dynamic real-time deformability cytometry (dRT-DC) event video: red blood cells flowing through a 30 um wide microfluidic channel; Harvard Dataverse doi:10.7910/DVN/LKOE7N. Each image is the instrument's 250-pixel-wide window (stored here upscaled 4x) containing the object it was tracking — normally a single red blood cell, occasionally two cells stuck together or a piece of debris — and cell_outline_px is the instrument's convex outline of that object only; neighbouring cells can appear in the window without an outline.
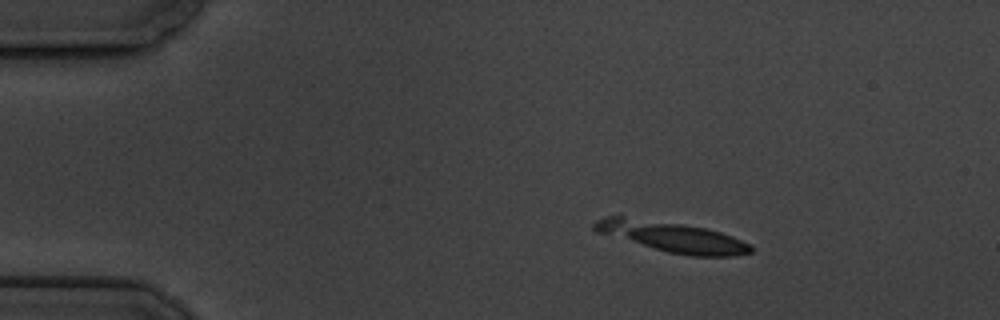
{"species": "common noctule bat (a hibernating species)", "species_latin": "Nyctalus noctula", "temperature_condition": "cold", "stored_images_in_passage": 13, "camera_frame_rate_fps": 3000, "um_per_image_px": 0.085, "animal": {"sex": "male", "body_mass_g": 19.5, "forearm_length_mm": 54.6}, "frame": {"image": 1, "passage_image": 1, "time_ms": 0.0, "image_size_px": [1000, 320], "cell_outline_px": [[756, 248], [752, 252], [736, 256], [688, 256], [668, 252], [596, 232], [592, 228], [592, 224], [596, 220], [604, 216], [620, 212], [704, 228], [720, 232], [732, 236], [752, 244]], "centroid_in_image_um": [57.04, 20.07], "position_along_channel_um": 28.0, "area_um2": 28.67}}
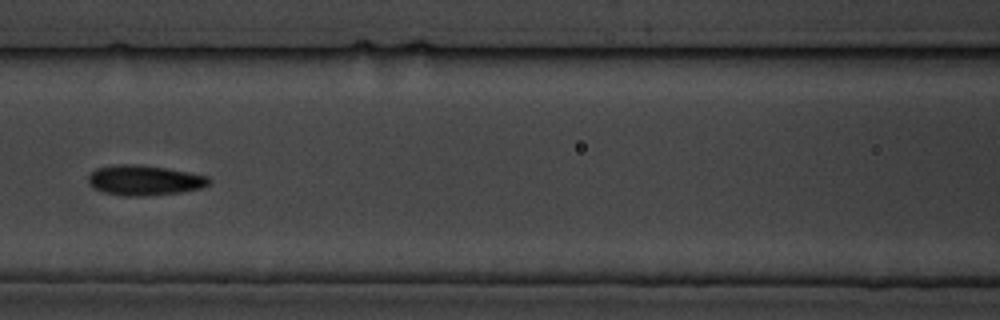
{"frame": {"image": 2, "passage_image": 5, "time_ms": 5.667, "image_size_px": [1000, 320], "cell_outline_px": [[212, 180], [208, 184], [200, 188], [180, 192], [144, 196], [124, 196], [104, 192], [88, 184], [88, 176], [96, 168], [112, 164], [140, 164], [168, 168], [208, 176]], "centroid_in_image_um": [12.26, 15.31], "position_along_channel_um": 154.3, "area_um2": 21.27}}
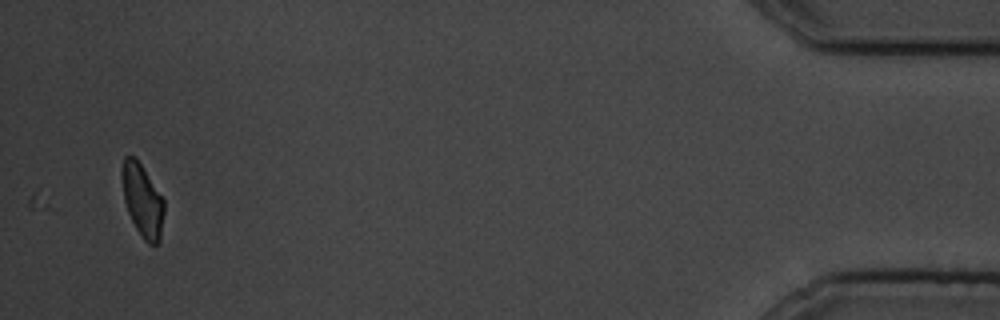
{"frame": {"image": 3, "passage_image": 13, "time_ms": 15.667, "image_size_px": [1000, 320], "cell_outline_px": [[164, 212], [160, 240], [156, 244], [148, 244], [144, 240], [136, 228], [128, 212], [124, 200], [120, 176], [120, 172], [124, 156], [136, 156], [164, 200]], "centroid_in_image_um": [12.08, 16.99], "position_along_channel_um": 423.1, "area_um2": 17.98}, "authors_computed_cell_mechanics": {"area_um2": 19.5364, "velocity_mm_per_s": 3.4648, "shape_relaxation_time_tau1_ms": 1.9484, "shape_relaxation_time_tau2_ms": 5.1301, "deformation_change_tau1": 0.0737, "deformation_change_tau2": 0.0696}}